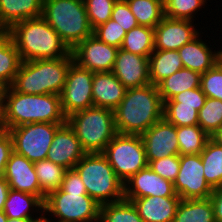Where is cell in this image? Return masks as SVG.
Returning a JSON list of instances; mask_svg holds the SVG:
<instances>
[{"label":"cell","mask_w":222,"mask_h":222,"mask_svg":"<svg viewBox=\"0 0 222 222\" xmlns=\"http://www.w3.org/2000/svg\"><path fill=\"white\" fill-rule=\"evenodd\" d=\"M21 63L10 28L0 27V77L12 85Z\"/></svg>","instance_id":"27"},{"label":"cell","mask_w":222,"mask_h":222,"mask_svg":"<svg viewBox=\"0 0 222 222\" xmlns=\"http://www.w3.org/2000/svg\"><path fill=\"white\" fill-rule=\"evenodd\" d=\"M99 222H143V220L132 201L123 199L100 205Z\"/></svg>","instance_id":"33"},{"label":"cell","mask_w":222,"mask_h":222,"mask_svg":"<svg viewBox=\"0 0 222 222\" xmlns=\"http://www.w3.org/2000/svg\"><path fill=\"white\" fill-rule=\"evenodd\" d=\"M61 125L63 124L31 123L8 129L13 151L31 162L46 159L55 132Z\"/></svg>","instance_id":"10"},{"label":"cell","mask_w":222,"mask_h":222,"mask_svg":"<svg viewBox=\"0 0 222 222\" xmlns=\"http://www.w3.org/2000/svg\"><path fill=\"white\" fill-rule=\"evenodd\" d=\"M93 76L94 72L79 66L74 61L71 63L63 91L60 94L62 111L66 117L94 106L92 98Z\"/></svg>","instance_id":"11"},{"label":"cell","mask_w":222,"mask_h":222,"mask_svg":"<svg viewBox=\"0 0 222 222\" xmlns=\"http://www.w3.org/2000/svg\"><path fill=\"white\" fill-rule=\"evenodd\" d=\"M42 17L70 50L93 34L85 3L78 0H43Z\"/></svg>","instance_id":"5"},{"label":"cell","mask_w":222,"mask_h":222,"mask_svg":"<svg viewBox=\"0 0 222 222\" xmlns=\"http://www.w3.org/2000/svg\"><path fill=\"white\" fill-rule=\"evenodd\" d=\"M204 168V176L212 187L222 185V145L210 138L200 153Z\"/></svg>","instance_id":"29"},{"label":"cell","mask_w":222,"mask_h":222,"mask_svg":"<svg viewBox=\"0 0 222 222\" xmlns=\"http://www.w3.org/2000/svg\"><path fill=\"white\" fill-rule=\"evenodd\" d=\"M43 206L53 222H99L100 204L87 193H66L59 188L46 195Z\"/></svg>","instance_id":"8"},{"label":"cell","mask_w":222,"mask_h":222,"mask_svg":"<svg viewBox=\"0 0 222 222\" xmlns=\"http://www.w3.org/2000/svg\"><path fill=\"white\" fill-rule=\"evenodd\" d=\"M198 125L212 137L222 128V101L208 98L198 112Z\"/></svg>","instance_id":"36"},{"label":"cell","mask_w":222,"mask_h":222,"mask_svg":"<svg viewBox=\"0 0 222 222\" xmlns=\"http://www.w3.org/2000/svg\"><path fill=\"white\" fill-rule=\"evenodd\" d=\"M86 153H103L109 142L118 134L114 111L92 106L67 117Z\"/></svg>","instance_id":"7"},{"label":"cell","mask_w":222,"mask_h":222,"mask_svg":"<svg viewBox=\"0 0 222 222\" xmlns=\"http://www.w3.org/2000/svg\"><path fill=\"white\" fill-rule=\"evenodd\" d=\"M9 188L38 196L43 202L46 194L41 190L34 162L14 151L6 164L5 175Z\"/></svg>","instance_id":"17"},{"label":"cell","mask_w":222,"mask_h":222,"mask_svg":"<svg viewBox=\"0 0 222 222\" xmlns=\"http://www.w3.org/2000/svg\"><path fill=\"white\" fill-rule=\"evenodd\" d=\"M149 168L164 179L174 183L180 168V155H172L148 162Z\"/></svg>","instance_id":"41"},{"label":"cell","mask_w":222,"mask_h":222,"mask_svg":"<svg viewBox=\"0 0 222 222\" xmlns=\"http://www.w3.org/2000/svg\"><path fill=\"white\" fill-rule=\"evenodd\" d=\"M78 1H80V2H82V3H85V2H87L88 0H78Z\"/></svg>","instance_id":"55"},{"label":"cell","mask_w":222,"mask_h":222,"mask_svg":"<svg viewBox=\"0 0 222 222\" xmlns=\"http://www.w3.org/2000/svg\"><path fill=\"white\" fill-rule=\"evenodd\" d=\"M200 88L208 98L222 101V62L219 60L201 75Z\"/></svg>","instance_id":"38"},{"label":"cell","mask_w":222,"mask_h":222,"mask_svg":"<svg viewBox=\"0 0 222 222\" xmlns=\"http://www.w3.org/2000/svg\"><path fill=\"white\" fill-rule=\"evenodd\" d=\"M30 219H12L8 218L7 222H29Z\"/></svg>","instance_id":"51"},{"label":"cell","mask_w":222,"mask_h":222,"mask_svg":"<svg viewBox=\"0 0 222 222\" xmlns=\"http://www.w3.org/2000/svg\"><path fill=\"white\" fill-rule=\"evenodd\" d=\"M198 106H163V118L176 127L198 125Z\"/></svg>","instance_id":"37"},{"label":"cell","mask_w":222,"mask_h":222,"mask_svg":"<svg viewBox=\"0 0 222 222\" xmlns=\"http://www.w3.org/2000/svg\"><path fill=\"white\" fill-rule=\"evenodd\" d=\"M210 200L214 209L215 222H222V185L213 188Z\"/></svg>","instance_id":"46"},{"label":"cell","mask_w":222,"mask_h":222,"mask_svg":"<svg viewBox=\"0 0 222 222\" xmlns=\"http://www.w3.org/2000/svg\"><path fill=\"white\" fill-rule=\"evenodd\" d=\"M116 1L117 0H88L85 2L88 19L93 29L110 20Z\"/></svg>","instance_id":"39"},{"label":"cell","mask_w":222,"mask_h":222,"mask_svg":"<svg viewBox=\"0 0 222 222\" xmlns=\"http://www.w3.org/2000/svg\"><path fill=\"white\" fill-rule=\"evenodd\" d=\"M8 217L3 211H0V222H7Z\"/></svg>","instance_id":"52"},{"label":"cell","mask_w":222,"mask_h":222,"mask_svg":"<svg viewBox=\"0 0 222 222\" xmlns=\"http://www.w3.org/2000/svg\"><path fill=\"white\" fill-rule=\"evenodd\" d=\"M119 48L108 45L93 34L72 50L74 62L92 72H112Z\"/></svg>","instance_id":"13"},{"label":"cell","mask_w":222,"mask_h":222,"mask_svg":"<svg viewBox=\"0 0 222 222\" xmlns=\"http://www.w3.org/2000/svg\"><path fill=\"white\" fill-rule=\"evenodd\" d=\"M182 68L184 66L178 50H154L149 56L150 84L157 86Z\"/></svg>","instance_id":"25"},{"label":"cell","mask_w":222,"mask_h":222,"mask_svg":"<svg viewBox=\"0 0 222 222\" xmlns=\"http://www.w3.org/2000/svg\"><path fill=\"white\" fill-rule=\"evenodd\" d=\"M110 19L115 20L127 32L139 25L126 0L115 2Z\"/></svg>","instance_id":"43"},{"label":"cell","mask_w":222,"mask_h":222,"mask_svg":"<svg viewBox=\"0 0 222 222\" xmlns=\"http://www.w3.org/2000/svg\"><path fill=\"white\" fill-rule=\"evenodd\" d=\"M87 194L100 205L124 199V183L103 153H86L75 165Z\"/></svg>","instance_id":"6"},{"label":"cell","mask_w":222,"mask_h":222,"mask_svg":"<svg viewBox=\"0 0 222 222\" xmlns=\"http://www.w3.org/2000/svg\"><path fill=\"white\" fill-rule=\"evenodd\" d=\"M85 154L75 131L66 122L55 132L46 159L68 170L74 169Z\"/></svg>","instance_id":"18"},{"label":"cell","mask_w":222,"mask_h":222,"mask_svg":"<svg viewBox=\"0 0 222 222\" xmlns=\"http://www.w3.org/2000/svg\"><path fill=\"white\" fill-rule=\"evenodd\" d=\"M0 119H2V118H1V104H0Z\"/></svg>","instance_id":"56"},{"label":"cell","mask_w":222,"mask_h":222,"mask_svg":"<svg viewBox=\"0 0 222 222\" xmlns=\"http://www.w3.org/2000/svg\"><path fill=\"white\" fill-rule=\"evenodd\" d=\"M29 222H53L50 217L43 211L38 217L30 219Z\"/></svg>","instance_id":"49"},{"label":"cell","mask_w":222,"mask_h":222,"mask_svg":"<svg viewBox=\"0 0 222 222\" xmlns=\"http://www.w3.org/2000/svg\"><path fill=\"white\" fill-rule=\"evenodd\" d=\"M210 0H163L164 16L171 19L197 20V12L204 10ZM196 15V16H195Z\"/></svg>","instance_id":"35"},{"label":"cell","mask_w":222,"mask_h":222,"mask_svg":"<svg viewBox=\"0 0 222 222\" xmlns=\"http://www.w3.org/2000/svg\"><path fill=\"white\" fill-rule=\"evenodd\" d=\"M126 200L132 201L143 222H172L181 198L147 196Z\"/></svg>","instance_id":"22"},{"label":"cell","mask_w":222,"mask_h":222,"mask_svg":"<svg viewBox=\"0 0 222 222\" xmlns=\"http://www.w3.org/2000/svg\"><path fill=\"white\" fill-rule=\"evenodd\" d=\"M121 49L149 57L154 51V28L138 25L126 33Z\"/></svg>","instance_id":"30"},{"label":"cell","mask_w":222,"mask_h":222,"mask_svg":"<svg viewBox=\"0 0 222 222\" xmlns=\"http://www.w3.org/2000/svg\"><path fill=\"white\" fill-rule=\"evenodd\" d=\"M201 75L199 72L182 68L162 80L157 85L162 102L170 100L176 94L200 87Z\"/></svg>","instance_id":"26"},{"label":"cell","mask_w":222,"mask_h":222,"mask_svg":"<svg viewBox=\"0 0 222 222\" xmlns=\"http://www.w3.org/2000/svg\"><path fill=\"white\" fill-rule=\"evenodd\" d=\"M60 189L66 193H87L86 187L75 169L66 170Z\"/></svg>","instance_id":"44"},{"label":"cell","mask_w":222,"mask_h":222,"mask_svg":"<svg viewBox=\"0 0 222 222\" xmlns=\"http://www.w3.org/2000/svg\"><path fill=\"white\" fill-rule=\"evenodd\" d=\"M174 190L181 199L210 198L213 188L205 179L200 154L180 155V168L174 181Z\"/></svg>","instance_id":"12"},{"label":"cell","mask_w":222,"mask_h":222,"mask_svg":"<svg viewBox=\"0 0 222 222\" xmlns=\"http://www.w3.org/2000/svg\"><path fill=\"white\" fill-rule=\"evenodd\" d=\"M211 138L218 144L222 145V128L219 129Z\"/></svg>","instance_id":"50"},{"label":"cell","mask_w":222,"mask_h":222,"mask_svg":"<svg viewBox=\"0 0 222 222\" xmlns=\"http://www.w3.org/2000/svg\"><path fill=\"white\" fill-rule=\"evenodd\" d=\"M163 118V102L157 86L127 89L125 97L114 110L119 134L141 135Z\"/></svg>","instance_id":"2"},{"label":"cell","mask_w":222,"mask_h":222,"mask_svg":"<svg viewBox=\"0 0 222 222\" xmlns=\"http://www.w3.org/2000/svg\"><path fill=\"white\" fill-rule=\"evenodd\" d=\"M34 169L40 188L46 195L61 187L64 174L67 170L48 159L34 162Z\"/></svg>","instance_id":"34"},{"label":"cell","mask_w":222,"mask_h":222,"mask_svg":"<svg viewBox=\"0 0 222 222\" xmlns=\"http://www.w3.org/2000/svg\"><path fill=\"white\" fill-rule=\"evenodd\" d=\"M103 154L123 183L148 166L140 135L118 133L106 146Z\"/></svg>","instance_id":"9"},{"label":"cell","mask_w":222,"mask_h":222,"mask_svg":"<svg viewBox=\"0 0 222 222\" xmlns=\"http://www.w3.org/2000/svg\"><path fill=\"white\" fill-rule=\"evenodd\" d=\"M1 118L5 131L24 124L67 122L60 95H29L17 92L12 87L1 104Z\"/></svg>","instance_id":"1"},{"label":"cell","mask_w":222,"mask_h":222,"mask_svg":"<svg viewBox=\"0 0 222 222\" xmlns=\"http://www.w3.org/2000/svg\"><path fill=\"white\" fill-rule=\"evenodd\" d=\"M9 185L4 177L0 178V211H3L4 204L9 193Z\"/></svg>","instance_id":"47"},{"label":"cell","mask_w":222,"mask_h":222,"mask_svg":"<svg viewBox=\"0 0 222 222\" xmlns=\"http://www.w3.org/2000/svg\"><path fill=\"white\" fill-rule=\"evenodd\" d=\"M172 222H215L210 198L181 199Z\"/></svg>","instance_id":"28"},{"label":"cell","mask_w":222,"mask_h":222,"mask_svg":"<svg viewBox=\"0 0 222 222\" xmlns=\"http://www.w3.org/2000/svg\"><path fill=\"white\" fill-rule=\"evenodd\" d=\"M112 72L127 89L149 85V57L120 48Z\"/></svg>","instance_id":"19"},{"label":"cell","mask_w":222,"mask_h":222,"mask_svg":"<svg viewBox=\"0 0 222 222\" xmlns=\"http://www.w3.org/2000/svg\"><path fill=\"white\" fill-rule=\"evenodd\" d=\"M13 152V141L8 131L0 135V178L4 177L6 164Z\"/></svg>","instance_id":"45"},{"label":"cell","mask_w":222,"mask_h":222,"mask_svg":"<svg viewBox=\"0 0 222 222\" xmlns=\"http://www.w3.org/2000/svg\"><path fill=\"white\" fill-rule=\"evenodd\" d=\"M198 24L201 30L192 20L164 16L154 28V50H179L205 29L204 26L201 28L199 22Z\"/></svg>","instance_id":"14"},{"label":"cell","mask_w":222,"mask_h":222,"mask_svg":"<svg viewBox=\"0 0 222 222\" xmlns=\"http://www.w3.org/2000/svg\"><path fill=\"white\" fill-rule=\"evenodd\" d=\"M140 136L145 147L147 162L179 155L176 126L164 118Z\"/></svg>","instance_id":"15"},{"label":"cell","mask_w":222,"mask_h":222,"mask_svg":"<svg viewBox=\"0 0 222 222\" xmlns=\"http://www.w3.org/2000/svg\"><path fill=\"white\" fill-rule=\"evenodd\" d=\"M127 88L113 72H94L92 84L93 105L115 110L125 97Z\"/></svg>","instance_id":"21"},{"label":"cell","mask_w":222,"mask_h":222,"mask_svg":"<svg viewBox=\"0 0 222 222\" xmlns=\"http://www.w3.org/2000/svg\"><path fill=\"white\" fill-rule=\"evenodd\" d=\"M43 204L36 195L10 189L3 212L12 219H33L44 211Z\"/></svg>","instance_id":"24"},{"label":"cell","mask_w":222,"mask_h":222,"mask_svg":"<svg viewBox=\"0 0 222 222\" xmlns=\"http://www.w3.org/2000/svg\"><path fill=\"white\" fill-rule=\"evenodd\" d=\"M4 127H3V124H2V119H0V135L4 132Z\"/></svg>","instance_id":"53"},{"label":"cell","mask_w":222,"mask_h":222,"mask_svg":"<svg viewBox=\"0 0 222 222\" xmlns=\"http://www.w3.org/2000/svg\"><path fill=\"white\" fill-rule=\"evenodd\" d=\"M73 61L72 53L58 59L22 61L11 87L29 95H60Z\"/></svg>","instance_id":"4"},{"label":"cell","mask_w":222,"mask_h":222,"mask_svg":"<svg viewBox=\"0 0 222 222\" xmlns=\"http://www.w3.org/2000/svg\"><path fill=\"white\" fill-rule=\"evenodd\" d=\"M147 196L179 197L174 183L164 179L149 166L138 171L124 183V199H136Z\"/></svg>","instance_id":"16"},{"label":"cell","mask_w":222,"mask_h":222,"mask_svg":"<svg viewBox=\"0 0 222 222\" xmlns=\"http://www.w3.org/2000/svg\"><path fill=\"white\" fill-rule=\"evenodd\" d=\"M204 33L201 31L194 39L178 50L184 68L201 74L211 69L220 60V46L218 48L214 46L216 41H213L212 46L211 40H203L202 35H205Z\"/></svg>","instance_id":"20"},{"label":"cell","mask_w":222,"mask_h":222,"mask_svg":"<svg viewBox=\"0 0 222 222\" xmlns=\"http://www.w3.org/2000/svg\"><path fill=\"white\" fill-rule=\"evenodd\" d=\"M179 155L200 154L211 138L199 125L176 127Z\"/></svg>","instance_id":"32"},{"label":"cell","mask_w":222,"mask_h":222,"mask_svg":"<svg viewBox=\"0 0 222 222\" xmlns=\"http://www.w3.org/2000/svg\"><path fill=\"white\" fill-rule=\"evenodd\" d=\"M207 96L201 88L187 90L176 94L170 100L165 101L163 106H198V111L204 106Z\"/></svg>","instance_id":"42"},{"label":"cell","mask_w":222,"mask_h":222,"mask_svg":"<svg viewBox=\"0 0 222 222\" xmlns=\"http://www.w3.org/2000/svg\"><path fill=\"white\" fill-rule=\"evenodd\" d=\"M126 33L127 31L120 27L113 19H110L93 29V35L99 40L119 49Z\"/></svg>","instance_id":"40"},{"label":"cell","mask_w":222,"mask_h":222,"mask_svg":"<svg viewBox=\"0 0 222 222\" xmlns=\"http://www.w3.org/2000/svg\"><path fill=\"white\" fill-rule=\"evenodd\" d=\"M43 0H0V27L42 17Z\"/></svg>","instance_id":"23"},{"label":"cell","mask_w":222,"mask_h":222,"mask_svg":"<svg viewBox=\"0 0 222 222\" xmlns=\"http://www.w3.org/2000/svg\"><path fill=\"white\" fill-rule=\"evenodd\" d=\"M220 43H221V44H220V45H221V46H220V48H221V49H220V60H221V62H222V39H221V42H220Z\"/></svg>","instance_id":"54"},{"label":"cell","mask_w":222,"mask_h":222,"mask_svg":"<svg viewBox=\"0 0 222 222\" xmlns=\"http://www.w3.org/2000/svg\"><path fill=\"white\" fill-rule=\"evenodd\" d=\"M10 87L11 85L5 79L0 77V104L4 102Z\"/></svg>","instance_id":"48"},{"label":"cell","mask_w":222,"mask_h":222,"mask_svg":"<svg viewBox=\"0 0 222 222\" xmlns=\"http://www.w3.org/2000/svg\"><path fill=\"white\" fill-rule=\"evenodd\" d=\"M10 30L22 61L58 59L71 53L43 17L20 21Z\"/></svg>","instance_id":"3"},{"label":"cell","mask_w":222,"mask_h":222,"mask_svg":"<svg viewBox=\"0 0 222 222\" xmlns=\"http://www.w3.org/2000/svg\"><path fill=\"white\" fill-rule=\"evenodd\" d=\"M139 25L155 28L164 17L163 0H126Z\"/></svg>","instance_id":"31"}]
</instances>
